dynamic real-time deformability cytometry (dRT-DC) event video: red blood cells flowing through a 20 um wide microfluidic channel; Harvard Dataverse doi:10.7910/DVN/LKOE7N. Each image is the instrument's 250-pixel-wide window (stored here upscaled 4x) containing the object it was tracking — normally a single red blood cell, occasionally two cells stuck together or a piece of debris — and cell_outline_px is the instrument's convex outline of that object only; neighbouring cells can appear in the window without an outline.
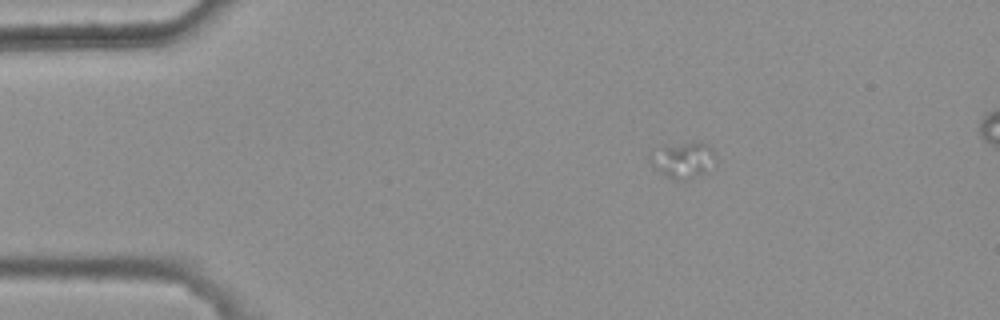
{"species": "common noctule bat (a hibernating species)", "species_latin": "Nyctalus noctula", "temperature_condition": "warm", "stored_images_in_passage": 3, "camera_frame_rate_fps": 3000, "um_per_image_px": 0.085, "animal": {"sex": "female", "body_mass_g": 25.1}, "frame": {"image": 1, "passage_image": 1, "time_ms": 0.0, "image_size_px": [1000, 320], "cell_outline_px": [[716, 160], [704, 172], [680, 180], [672, 180], [656, 168], [652, 164], [648, 156], [664, 148], [700, 140], [716, 156]], "centroid_in_image_um": [58.08, 13.61], "position_along_channel_um": 26.9, "area_um2": 12.72}}